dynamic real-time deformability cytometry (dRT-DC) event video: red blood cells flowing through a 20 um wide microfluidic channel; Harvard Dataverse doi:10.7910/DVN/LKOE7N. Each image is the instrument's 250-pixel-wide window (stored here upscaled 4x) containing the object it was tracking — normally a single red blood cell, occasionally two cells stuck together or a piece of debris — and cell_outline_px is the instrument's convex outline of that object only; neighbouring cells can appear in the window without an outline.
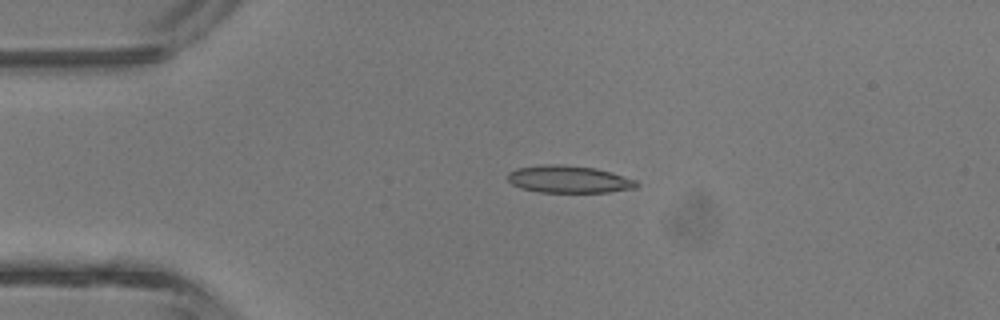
{"species": "common noctule bat (a hibernating species)", "species_latin": "Nyctalus noctula", "temperature_condition": "room temperature", "stored_images_in_passage": 5, "camera_frame_rate_fps": 3000, "um_per_image_px": 0.085, "animal": {"sex": "male", "body_mass_g": 13.3}, "frame": {"image": 1, "passage_image": 3, "time_ms": 2.0, "image_size_px": [1000, 320], "cell_outline_px": [[640, 184], [636, 188], [608, 192], [540, 192], [520, 188], [512, 184], [508, 180], [508, 172], [516, 168], [544, 164], [560, 164], [596, 168], [612, 172], [636, 180]], "centroid_in_image_um": [48.36, 15.23], "position_along_channel_um": 36.6, "area_um2": 20.63}}